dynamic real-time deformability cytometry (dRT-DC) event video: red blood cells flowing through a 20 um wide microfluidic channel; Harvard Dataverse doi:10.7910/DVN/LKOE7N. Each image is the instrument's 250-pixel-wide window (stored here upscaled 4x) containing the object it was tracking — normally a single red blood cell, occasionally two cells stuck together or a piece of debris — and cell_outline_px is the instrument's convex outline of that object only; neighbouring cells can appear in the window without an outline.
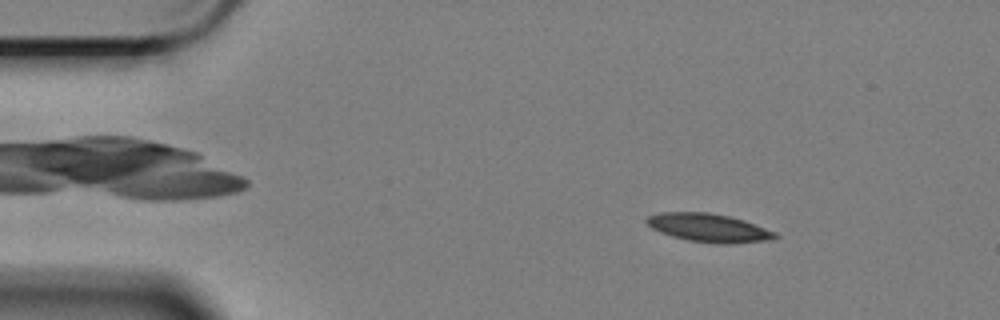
{"species": "Egyptian fruit bat (a non-hibernating species)", "species_latin": "Rousettus aegyptiacus", "temperature_condition": "cold", "stored_images_in_passage": 58, "camera_frame_rate_fps": 3000, "um_per_image_px": 0.085, "animal": {"sex": "female"}, "frame": {"image": 1, "passage_image": 8, "time_ms": 2.333, "image_size_px": [1000, 320], "cell_outline_px": [[780, 236], [776, 240], [732, 244], [716, 244], [688, 240], [672, 236], [660, 232], [652, 228], [644, 220], [648, 216], [660, 212], [708, 212], [728, 216], [744, 220], [776, 232]], "centroid_in_image_um": [60.29, 19.38], "position_along_channel_um": 24.7, "area_um2": 21.5}}
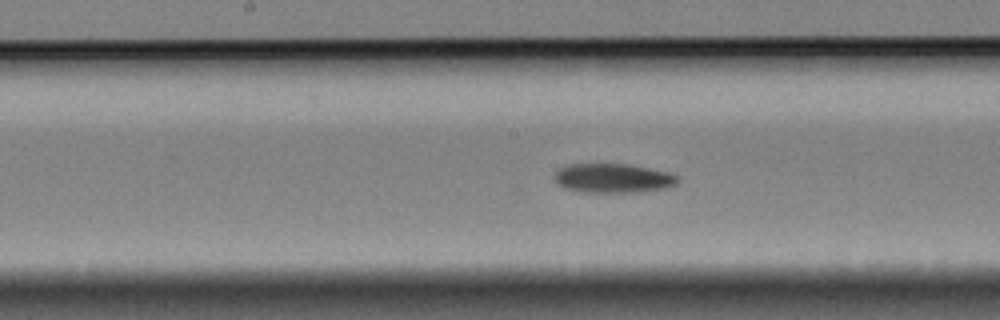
{"frame": {"image": 2, "passage_image": 29, "time_ms": 9.333, "image_size_px": [1000, 320], "cell_outline_px": [[680, 180], [676, 184], [668, 188], [640, 192], [584, 192], [564, 188], [556, 184], [556, 172], [560, 168], [568, 164], [628, 164], [668, 172], [676, 176]], "centroid_in_image_um": [52.12, 15.15], "position_along_channel_um": 196.1, "area_um2": 20.98}}
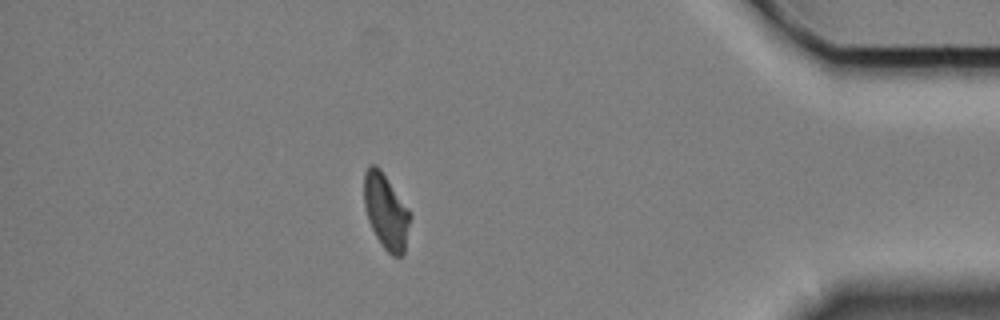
{"frame": {"image": 3, "passage_image": 51, "time_ms": 16.667, "image_size_px": [1000, 320], "cell_outline_px": [[412, 216], [404, 252], [400, 256], [392, 256], [384, 248], [376, 236], [368, 220], [364, 204], [364, 172], [368, 164], [376, 164], [380, 168], [408, 208]], "centroid_in_image_um": [32.81, 17.95], "position_along_channel_um": 402.4, "area_um2": 20.23}}